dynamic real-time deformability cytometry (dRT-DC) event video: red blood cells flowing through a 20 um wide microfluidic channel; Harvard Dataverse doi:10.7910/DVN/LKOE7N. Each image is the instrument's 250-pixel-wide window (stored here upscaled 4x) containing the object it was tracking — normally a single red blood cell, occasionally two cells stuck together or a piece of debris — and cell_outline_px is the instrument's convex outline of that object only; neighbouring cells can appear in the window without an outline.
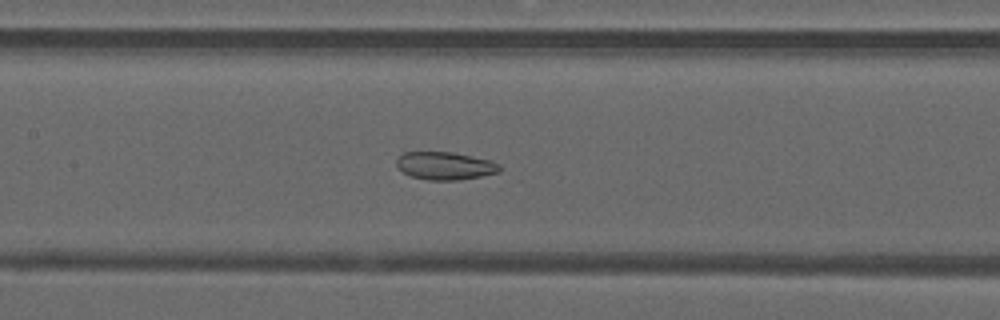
{"species": "common noctule bat (a hibernating species)", "species_latin": "Nyctalus noctula", "temperature_condition": "warm", "stored_images_in_passage": 36, "camera_frame_rate_fps": 3000, "um_per_image_px": 0.085, "animal": {"sex": "male", "forearm_length_mm": 52.5}, "frame": {"image": 1, "passage_image": 9, "time_ms": 2.667, "image_size_px": [1000, 320], "cell_outline_px": [[500, 172], [480, 176], [456, 180], [428, 180], [412, 176], [404, 172], [396, 164], [396, 160], [404, 152], [452, 152], [492, 160], [500, 164]], "centroid_in_image_um": [37.86, 14.08], "position_along_channel_um": 169.5, "area_um2": 16.59}}
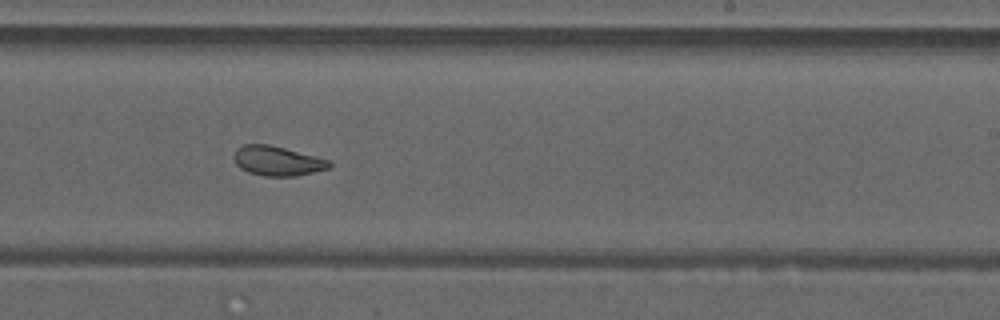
{"frame": {"image": 2, "passage_image": 16, "time_ms": 5.0, "image_size_px": [1000, 320], "cell_outline_px": [[332, 164], [328, 168], [296, 176], [264, 176], [248, 172], [240, 168], [236, 164], [236, 148], [244, 144], [268, 144], [332, 160]], "centroid_in_image_um": [23.6, 13.68], "position_along_channel_um": 265.4, "area_um2": 16.3}}
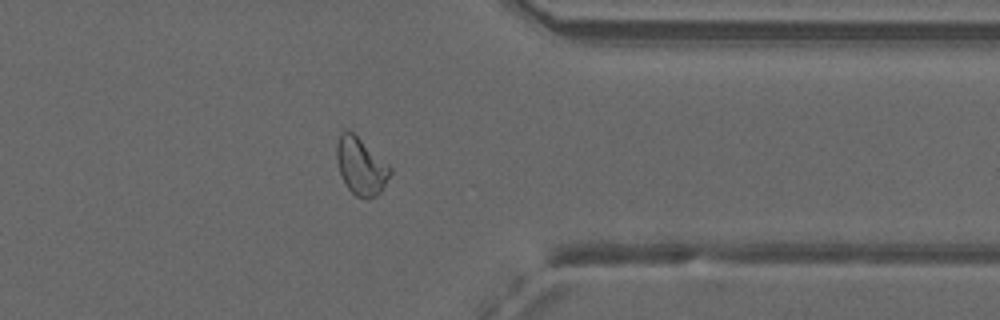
{"frame": {"image": 3, "passage_image": 25, "time_ms": 8.0, "image_size_px": [1000, 320], "cell_outline_px": [[392, 172], [380, 192], [376, 196], [368, 200], [356, 196], [348, 188], [340, 172], [336, 156], [336, 144], [340, 132], [352, 132], [388, 164], [392, 168]], "centroid_in_image_um": [30.68, 14.16], "position_along_channel_um": 380.7, "area_um2": 17.51}, "authors_computed_cell_mechanics": {"area_um2": 17.5712, "velocity_mm_per_s": 4.1315, "shape_relaxation_time_tau1_ms": null, "shape_relaxation_time_tau2_ms": 1.47, "deformation_change_tau1": null, "deformation_change_tau2": 0.0766}}